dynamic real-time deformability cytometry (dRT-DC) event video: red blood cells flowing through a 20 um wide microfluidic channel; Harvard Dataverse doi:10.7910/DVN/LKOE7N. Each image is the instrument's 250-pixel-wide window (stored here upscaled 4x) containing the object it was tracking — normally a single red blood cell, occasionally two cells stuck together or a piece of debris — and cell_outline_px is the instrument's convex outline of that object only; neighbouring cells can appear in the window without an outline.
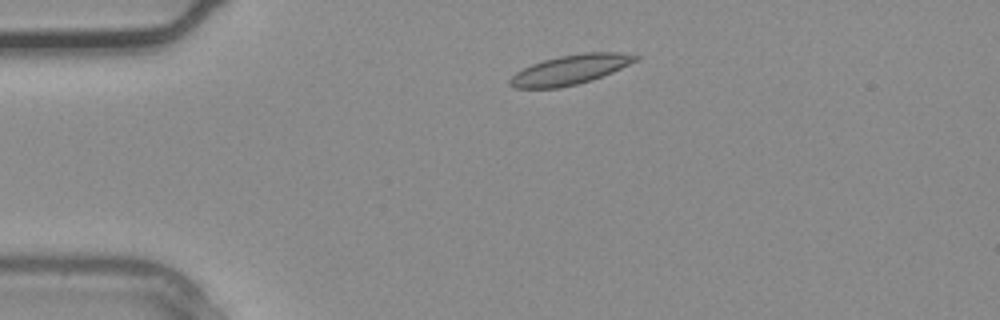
{"species": "common noctule bat (a hibernating species)", "species_latin": "Nyctalus noctula", "temperature_condition": "warm", "stored_images_in_passage": 2, "camera_frame_rate_fps": 3000, "um_per_image_px": 0.085, "animal": {"sex": "male", "body_mass_g": 20.4}, "frame": {"image": 1, "passage_image": 1, "time_ms": 0.0, "image_size_px": [1000, 320], "cell_outline_px": [[640, 60], [612, 72], [592, 80], [560, 88], [516, 88], [508, 84], [508, 80], [516, 72], [532, 64], [544, 60], [560, 56], [584, 52], [620, 52], [640, 56]], "centroid_in_image_um": [48.5, 5.92], "position_along_channel_um": 36.5, "area_um2": 21.68}}
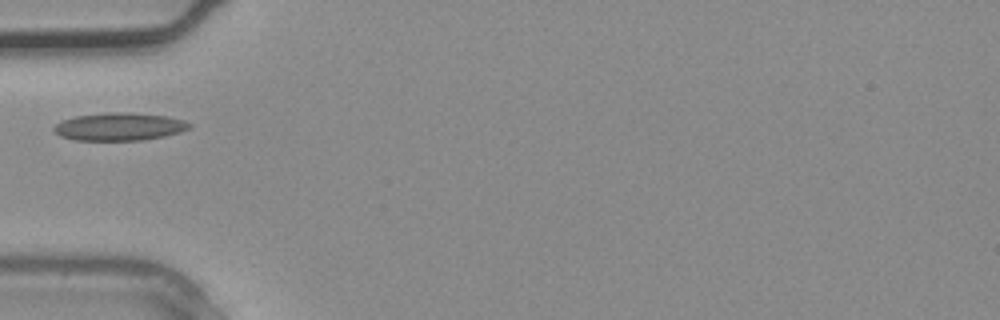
{"frame": {"image": 2, "passage_image": 2, "time_ms": 0.333, "image_size_px": [1000, 320], "cell_outline_px": [[192, 128], [180, 132], [164, 136], [144, 140], [76, 140], [60, 136], [52, 128], [60, 120], [76, 116], [108, 112], [128, 112], [168, 116], [184, 120], [192, 124]], "centroid_in_image_um": [10.17, 10.76], "position_along_channel_um": 74.8, "area_um2": 22.08}}